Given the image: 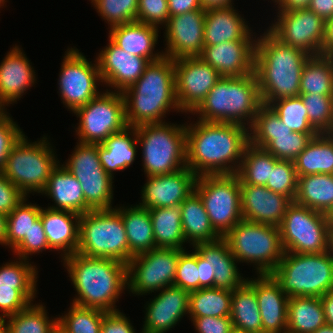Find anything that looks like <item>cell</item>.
<instances>
[{
	"instance_id": "cell-1",
	"label": "cell",
	"mask_w": 333,
	"mask_h": 333,
	"mask_svg": "<svg viewBox=\"0 0 333 333\" xmlns=\"http://www.w3.org/2000/svg\"><path fill=\"white\" fill-rule=\"evenodd\" d=\"M248 143L244 125L197 119L186 124L187 167L197 177L236 174Z\"/></svg>"
},
{
	"instance_id": "cell-2",
	"label": "cell",
	"mask_w": 333,
	"mask_h": 333,
	"mask_svg": "<svg viewBox=\"0 0 333 333\" xmlns=\"http://www.w3.org/2000/svg\"><path fill=\"white\" fill-rule=\"evenodd\" d=\"M311 55L283 44L268 30L255 43L254 73L262 104L300 94V80Z\"/></svg>"
},
{
	"instance_id": "cell-3",
	"label": "cell",
	"mask_w": 333,
	"mask_h": 333,
	"mask_svg": "<svg viewBox=\"0 0 333 333\" xmlns=\"http://www.w3.org/2000/svg\"><path fill=\"white\" fill-rule=\"evenodd\" d=\"M63 261L77 292L73 304L106 312L119 311L115 303L127 288V264L77 252Z\"/></svg>"
},
{
	"instance_id": "cell-4",
	"label": "cell",
	"mask_w": 333,
	"mask_h": 333,
	"mask_svg": "<svg viewBox=\"0 0 333 333\" xmlns=\"http://www.w3.org/2000/svg\"><path fill=\"white\" fill-rule=\"evenodd\" d=\"M128 126L162 123L169 110L181 112L175 92L174 59L150 62L142 76L122 92Z\"/></svg>"
},
{
	"instance_id": "cell-5",
	"label": "cell",
	"mask_w": 333,
	"mask_h": 333,
	"mask_svg": "<svg viewBox=\"0 0 333 333\" xmlns=\"http://www.w3.org/2000/svg\"><path fill=\"white\" fill-rule=\"evenodd\" d=\"M262 105L253 72L246 76L221 77L193 113L199 114L198 119L204 122L237 123L249 129Z\"/></svg>"
},
{
	"instance_id": "cell-6",
	"label": "cell",
	"mask_w": 333,
	"mask_h": 333,
	"mask_svg": "<svg viewBox=\"0 0 333 333\" xmlns=\"http://www.w3.org/2000/svg\"><path fill=\"white\" fill-rule=\"evenodd\" d=\"M289 297H322L333 290V251L304 254L285 252L270 273Z\"/></svg>"
},
{
	"instance_id": "cell-7",
	"label": "cell",
	"mask_w": 333,
	"mask_h": 333,
	"mask_svg": "<svg viewBox=\"0 0 333 333\" xmlns=\"http://www.w3.org/2000/svg\"><path fill=\"white\" fill-rule=\"evenodd\" d=\"M148 176L165 175L187 167L186 124L148 123L135 127Z\"/></svg>"
},
{
	"instance_id": "cell-8",
	"label": "cell",
	"mask_w": 333,
	"mask_h": 333,
	"mask_svg": "<svg viewBox=\"0 0 333 333\" xmlns=\"http://www.w3.org/2000/svg\"><path fill=\"white\" fill-rule=\"evenodd\" d=\"M77 253L124 264L132 259L122 217L116 208L91 210L80 216Z\"/></svg>"
},
{
	"instance_id": "cell-9",
	"label": "cell",
	"mask_w": 333,
	"mask_h": 333,
	"mask_svg": "<svg viewBox=\"0 0 333 333\" xmlns=\"http://www.w3.org/2000/svg\"><path fill=\"white\" fill-rule=\"evenodd\" d=\"M25 134L12 147L2 172L26 197L44 191L59 160L47 137L29 142ZM30 192V193H29Z\"/></svg>"
},
{
	"instance_id": "cell-10",
	"label": "cell",
	"mask_w": 333,
	"mask_h": 333,
	"mask_svg": "<svg viewBox=\"0 0 333 333\" xmlns=\"http://www.w3.org/2000/svg\"><path fill=\"white\" fill-rule=\"evenodd\" d=\"M223 239L236 260L256 265L257 274H270L285 253L279 227L241 220Z\"/></svg>"
},
{
	"instance_id": "cell-11",
	"label": "cell",
	"mask_w": 333,
	"mask_h": 333,
	"mask_svg": "<svg viewBox=\"0 0 333 333\" xmlns=\"http://www.w3.org/2000/svg\"><path fill=\"white\" fill-rule=\"evenodd\" d=\"M285 252L314 254L331 249L328 214L292 202L279 225Z\"/></svg>"
},
{
	"instance_id": "cell-12",
	"label": "cell",
	"mask_w": 333,
	"mask_h": 333,
	"mask_svg": "<svg viewBox=\"0 0 333 333\" xmlns=\"http://www.w3.org/2000/svg\"><path fill=\"white\" fill-rule=\"evenodd\" d=\"M194 191L200 196L212 227L222 238L243 220L240 180L236 174L197 177Z\"/></svg>"
},
{
	"instance_id": "cell-13",
	"label": "cell",
	"mask_w": 333,
	"mask_h": 333,
	"mask_svg": "<svg viewBox=\"0 0 333 333\" xmlns=\"http://www.w3.org/2000/svg\"><path fill=\"white\" fill-rule=\"evenodd\" d=\"M106 90L74 112L79 118V142L102 144L110 135L128 127L122 93Z\"/></svg>"
},
{
	"instance_id": "cell-14",
	"label": "cell",
	"mask_w": 333,
	"mask_h": 333,
	"mask_svg": "<svg viewBox=\"0 0 333 333\" xmlns=\"http://www.w3.org/2000/svg\"><path fill=\"white\" fill-rule=\"evenodd\" d=\"M70 159L62 164L81 183L86 213L91 210L113 209V178L102 167L98 144L77 142Z\"/></svg>"
},
{
	"instance_id": "cell-15",
	"label": "cell",
	"mask_w": 333,
	"mask_h": 333,
	"mask_svg": "<svg viewBox=\"0 0 333 333\" xmlns=\"http://www.w3.org/2000/svg\"><path fill=\"white\" fill-rule=\"evenodd\" d=\"M317 134L293 132L267 105H262L249 128V142L278 160L294 161Z\"/></svg>"
},
{
	"instance_id": "cell-16",
	"label": "cell",
	"mask_w": 333,
	"mask_h": 333,
	"mask_svg": "<svg viewBox=\"0 0 333 333\" xmlns=\"http://www.w3.org/2000/svg\"><path fill=\"white\" fill-rule=\"evenodd\" d=\"M177 248H156L133 256L127 263V289L147 295L173 286L179 255Z\"/></svg>"
},
{
	"instance_id": "cell-17",
	"label": "cell",
	"mask_w": 333,
	"mask_h": 333,
	"mask_svg": "<svg viewBox=\"0 0 333 333\" xmlns=\"http://www.w3.org/2000/svg\"><path fill=\"white\" fill-rule=\"evenodd\" d=\"M59 73V94L72 113L100 94L97 84L102 82L98 62H89L76 48L65 51Z\"/></svg>"
},
{
	"instance_id": "cell-18",
	"label": "cell",
	"mask_w": 333,
	"mask_h": 333,
	"mask_svg": "<svg viewBox=\"0 0 333 333\" xmlns=\"http://www.w3.org/2000/svg\"><path fill=\"white\" fill-rule=\"evenodd\" d=\"M277 17L267 29L275 38L311 56L322 55L325 21L320 16L304 8L278 11Z\"/></svg>"
},
{
	"instance_id": "cell-19",
	"label": "cell",
	"mask_w": 333,
	"mask_h": 333,
	"mask_svg": "<svg viewBox=\"0 0 333 333\" xmlns=\"http://www.w3.org/2000/svg\"><path fill=\"white\" fill-rule=\"evenodd\" d=\"M175 92L181 112L192 113L221 78L201 57L174 59Z\"/></svg>"
},
{
	"instance_id": "cell-20",
	"label": "cell",
	"mask_w": 333,
	"mask_h": 333,
	"mask_svg": "<svg viewBox=\"0 0 333 333\" xmlns=\"http://www.w3.org/2000/svg\"><path fill=\"white\" fill-rule=\"evenodd\" d=\"M206 9L169 17L165 25V57L180 59L200 56L204 47Z\"/></svg>"
},
{
	"instance_id": "cell-21",
	"label": "cell",
	"mask_w": 333,
	"mask_h": 333,
	"mask_svg": "<svg viewBox=\"0 0 333 333\" xmlns=\"http://www.w3.org/2000/svg\"><path fill=\"white\" fill-rule=\"evenodd\" d=\"M197 176L188 168L165 175L148 176L141 190V203L145 209L180 205L194 192Z\"/></svg>"
},
{
	"instance_id": "cell-22",
	"label": "cell",
	"mask_w": 333,
	"mask_h": 333,
	"mask_svg": "<svg viewBox=\"0 0 333 333\" xmlns=\"http://www.w3.org/2000/svg\"><path fill=\"white\" fill-rule=\"evenodd\" d=\"M108 43L96 58L100 76L102 83L115 92L122 93L142 76L150 62L144 57L124 51L110 38Z\"/></svg>"
},
{
	"instance_id": "cell-23",
	"label": "cell",
	"mask_w": 333,
	"mask_h": 333,
	"mask_svg": "<svg viewBox=\"0 0 333 333\" xmlns=\"http://www.w3.org/2000/svg\"><path fill=\"white\" fill-rule=\"evenodd\" d=\"M159 291L145 305L146 316L141 333H167L189 313V291L174 285Z\"/></svg>"
},
{
	"instance_id": "cell-24",
	"label": "cell",
	"mask_w": 333,
	"mask_h": 333,
	"mask_svg": "<svg viewBox=\"0 0 333 333\" xmlns=\"http://www.w3.org/2000/svg\"><path fill=\"white\" fill-rule=\"evenodd\" d=\"M243 220L279 227L292 201L266 186L240 184Z\"/></svg>"
},
{
	"instance_id": "cell-25",
	"label": "cell",
	"mask_w": 333,
	"mask_h": 333,
	"mask_svg": "<svg viewBox=\"0 0 333 333\" xmlns=\"http://www.w3.org/2000/svg\"><path fill=\"white\" fill-rule=\"evenodd\" d=\"M256 41H228L204 46L201 57L221 77L246 76L254 72Z\"/></svg>"
},
{
	"instance_id": "cell-26",
	"label": "cell",
	"mask_w": 333,
	"mask_h": 333,
	"mask_svg": "<svg viewBox=\"0 0 333 333\" xmlns=\"http://www.w3.org/2000/svg\"><path fill=\"white\" fill-rule=\"evenodd\" d=\"M257 276V279L247 278L246 282L256 292L263 333H281L287 329L289 297L271 274H257Z\"/></svg>"
},
{
	"instance_id": "cell-27",
	"label": "cell",
	"mask_w": 333,
	"mask_h": 333,
	"mask_svg": "<svg viewBox=\"0 0 333 333\" xmlns=\"http://www.w3.org/2000/svg\"><path fill=\"white\" fill-rule=\"evenodd\" d=\"M193 248L209 264L210 287L233 291L247 281L239 273L238 261L223 238L215 242L199 243Z\"/></svg>"
},
{
	"instance_id": "cell-28",
	"label": "cell",
	"mask_w": 333,
	"mask_h": 333,
	"mask_svg": "<svg viewBox=\"0 0 333 333\" xmlns=\"http://www.w3.org/2000/svg\"><path fill=\"white\" fill-rule=\"evenodd\" d=\"M236 11L233 5L206 9L204 46L228 41H256V36L252 34L247 21L245 22L246 19ZM252 36H255V39Z\"/></svg>"
},
{
	"instance_id": "cell-29",
	"label": "cell",
	"mask_w": 333,
	"mask_h": 333,
	"mask_svg": "<svg viewBox=\"0 0 333 333\" xmlns=\"http://www.w3.org/2000/svg\"><path fill=\"white\" fill-rule=\"evenodd\" d=\"M25 55L15 45L0 63V97L9 105L17 102L36 82L35 71Z\"/></svg>"
},
{
	"instance_id": "cell-30",
	"label": "cell",
	"mask_w": 333,
	"mask_h": 333,
	"mask_svg": "<svg viewBox=\"0 0 333 333\" xmlns=\"http://www.w3.org/2000/svg\"><path fill=\"white\" fill-rule=\"evenodd\" d=\"M80 214L41 207L40 218L49 247L63 252L61 258L77 252Z\"/></svg>"
},
{
	"instance_id": "cell-31",
	"label": "cell",
	"mask_w": 333,
	"mask_h": 333,
	"mask_svg": "<svg viewBox=\"0 0 333 333\" xmlns=\"http://www.w3.org/2000/svg\"><path fill=\"white\" fill-rule=\"evenodd\" d=\"M109 38L121 49L149 62L161 59L164 54L154 51L158 40V27L139 21L129 22L109 28ZM154 51V53H153Z\"/></svg>"
},
{
	"instance_id": "cell-32",
	"label": "cell",
	"mask_w": 333,
	"mask_h": 333,
	"mask_svg": "<svg viewBox=\"0 0 333 333\" xmlns=\"http://www.w3.org/2000/svg\"><path fill=\"white\" fill-rule=\"evenodd\" d=\"M42 193L53 199L55 205L48 207L50 209L69 211L80 215L86 213V201L81 183L59 163L53 169Z\"/></svg>"
},
{
	"instance_id": "cell-33",
	"label": "cell",
	"mask_w": 333,
	"mask_h": 333,
	"mask_svg": "<svg viewBox=\"0 0 333 333\" xmlns=\"http://www.w3.org/2000/svg\"><path fill=\"white\" fill-rule=\"evenodd\" d=\"M138 145L136 128L126 127L123 131L110 135L98 144V156L102 167L114 178V171H122L133 164Z\"/></svg>"
},
{
	"instance_id": "cell-34",
	"label": "cell",
	"mask_w": 333,
	"mask_h": 333,
	"mask_svg": "<svg viewBox=\"0 0 333 333\" xmlns=\"http://www.w3.org/2000/svg\"><path fill=\"white\" fill-rule=\"evenodd\" d=\"M180 209L186 243H191L193 247L199 243L215 242L222 238L212 227L203 202L195 191L180 204Z\"/></svg>"
},
{
	"instance_id": "cell-35",
	"label": "cell",
	"mask_w": 333,
	"mask_h": 333,
	"mask_svg": "<svg viewBox=\"0 0 333 333\" xmlns=\"http://www.w3.org/2000/svg\"><path fill=\"white\" fill-rule=\"evenodd\" d=\"M127 234L129 251L133 256L156 249L152 221L148 209L136 206L115 207Z\"/></svg>"
},
{
	"instance_id": "cell-36",
	"label": "cell",
	"mask_w": 333,
	"mask_h": 333,
	"mask_svg": "<svg viewBox=\"0 0 333 333\" xmlns=\"http://www.w3.org/2000/svg\"><path fill=\"white\" fill-rule=\"evenodd\" d=\"M297 177L333 174V137L319 133L294 160Z\"/></svg>"
},
{
	"instance_id": "cell-37",
	"label": "cell",
	"mask_w": 333,
	"mask_h": 333,
	"mask_svg": "<svg viewBox=\"0 0 333 333\" xmlns=\"http://www.w3.org/2000/svg\"><path fill=\"white\" fill-rule=\"evenodd\" d=\"M294 202L329 215L333 210V174L298 177Z\"/></svg>"
},
{
	"instance_id": "cell-38",
	"label": "cell",
	"mask_w": 333,
	"mask_h": 333,
	"mask_svg": "<svg viewBox=\"0 0 333 333\" xmlns=\"http://www.w3.org/2000/svg\"><path fill=\"white\" fill-rule=\"evenodd\" d=\"M152 221L156 248L185 250L186 240L182 229L180 205L148 209Z\"/></svg>"
},
{
	"instance_id": "cell-39",
	"label": "cell",
	"mask_w": 333,
	"mask_h": 333,
	"mask_svg": "<svg viewBox=\"0 0 333 333\" xmlns=\"http://www.w3.org/2000/svg\"><path fill=\"white\" fill-rule=\"evenodd\" d=\"M320 297H293L288 299L287 330L295 333H313L325 325Z\"/></svg>"
},
{
	"instance_id": "cell-40",
	"label": "cell",
	"mask_w": 333,
	"mask_h": 333,
	"mask_svg": "<svg viewBox=\"0 0 333 333\" xmlns=\"http://www.w3.org/2000/svg\"><path fill=\"white\" fill-rule=\"evenodd\" d=\"M230 318L236 331L263 332L256 292L247 282L232 291Z\"/></svg>"
},
{
	"instance_id": "cell-41",
	"label": "cell",
	"mask_w": 333,
	"mask_h": 333,
	"mask_svg": "<svg viewBox=\"0 0 333 333\" xmlns=\"http://www.w3.org/2000/svg\"><path fill=\"white\" fill-rule=\"evenodd\" d=\"M278 161L270 152L249 142L236 172L240 184L265 186L270 178L271 170Z\"/></svg>"
},
{
	"instance_id": "cell-42",
	"label": "cell",
	"mask_w": 333,
	"mask_h": 333,
	"mask_svg": "<svg viewBox=\"0 0 333 333\" xmlns=\"http://www.w3.org/2000/svg\"><path fill=\"white\" fill-rule=\"evenodd\" d=\"M300 94H333V56H310L300 80Z\"/></svg>"
},
{
	"instance_id": "cell-43",
	"label": "cell",
	"mask_w": 333,
	"mask_h": 333,
	"mask_svg": "<svg viewBox=\"0 0 333 333\" xmlns=\"http://www.w3.org/2000/svg\"><path fill=\"white\" fill-rule=\"evenodd\" d=\"M232 291L215 287L190 292L188 317L231 315Z\"/></svg>"
},
{
	"instance_id": "cell-44",
	"label": "cell",
	"mask_w": 333,
	"mask_h": 333,
	"mask_svg": "<svg viewBox=\"0 0 333 333\" xmlns=\"http://www.w3.org/2000/svg\"><path fill=\"white\" fill-rule=\"evenodd\" d=\"M43 304L31 303L25 309L7 317L10 333H52L57 318L49 319Z\"/></svg>"
},
{
	"instance_id": "cell-45",
	"label": "cell",
	"mask_w": 333,
	"mask_h": 333,
	"mask_svg": "<svg viewBox=\"0 0 333 333\" xmlns=\"http://www.w3.org/2000/svg\"><path fill=\"white\" fill-rule=\"evenodd\" d=\"M71 304L69 312L57 317L61 329L66 333H101L103 318L108 312Z\"/></svg>"
},
{
	"instance_id": "cell-46",
	"label": "cell",
	"mask_w": 333,
	"mask_h": 333,
	"mask_svg": "<svg viewBox=\"0 0 333 333\" xmlns=\"http://www.w3.org/2000/svg\"><path fill=\"white\" fill-rule=\"evenodd\" d=\"M276 113L283 124L293 132L319 134L310 124L307 110L300 96L281 98L268 105Z\"/></svg>"
},
{
	"instance_id": "cell-47",
	"label": "cell",
	"mask_w": 333,
	"mask_h": 333,
	"mask_svg": "<svg viewBox=\"0 0 333 333\" xmlns=\"http://www.w3.org/2000/svg\"><path fill=\"white\" fill-rule=\"evenodd\" d=\"M25 197L16 208L7 215L6 246L13 249L29 233L33 223L40 217L41 207L26 203Z\"/></svg>"
},
{
	"instance_id": "cell-48",
	"label": "cell",
	"mask_w": 333,
	"mask_h": 333,
	"mask_svg": "<svg viewBox=\"0 0 333 333\" xmlns=\"http://www.w3.org/2000/svg\"><path fill=\"white\" fill-rule=\"evenodd\" d=\"M307 110L310 124L319 133L333 131L332 95L299 94Z\"/></svg>"
},
{
	"instance_id": "cell-49",
	"label": "cell",
	"mask_w": 333,
	"mask_h": 333,
	"mask_svg": "<svg viewBox=\"0 0 333 333\" xmlns=\"http://www.w3.org/2000/svg\"><path fill=\"white\" fill-rule=\"evenodd\" d=\"M19 260V261H17ZM0 267V287L13 289H36L38 271L29 261L18 258Z\"/></svg>"
},
{
	"instance_id": "cell-50",
	"label": "cell",
	"mask_w": 333,
	"mask_h": 333,
	"mask_svg": "<svg viewBox=\"0 0 333 333\" xmlns=\"http://www.w3.org/2000/svg\"><path fill=\"white\" fill-rule=\"evenodd\" d=\"M109 28L137 21L138 0H91Z\"/></svg>"
},
{
	"instance_id": "cell-51",
	"label": "cell",
	"mask_w": 333,
	"mask_h": 333,
	"mask_svg": "<svg viewBox=\"0 0 333 333\" xmlns=\"http://www.w3.org/2000/svg\"><path fill=\"white\" fill-rule=\"evenodd\" d=\"M298 177L294 161L279 160L271 170L266 187L275 193L287 196L294 202L297 194Z\"/></svg>"
},
{
	"instance_id": "cell-52",
	"label": "cell",
	"mask_w": 333,
	"mask_h": 333,
	"mask_svg": "<svg viewBox=\"0 0 333 333\" xmlns=\"http://www.w3.org/2000/svg\"><path fill=\"white\" fill-rule=\"evenodd\" d=\"M189 253L183 250L177 262L174 286L189 292L199 290V273L197 266V251Z\"/></svg>"
},
{
	"instance_id": "cell-53",
	"label": "cell",
	"mask_w": 333,
	"mask_h": 333,
	"mask_svg": "<svg viewBox=\"0 0 333 333\" xmlns=\"http://www.w3.org/2000/svg\"><path fill=\"white\" fill-rule=\"evenodd\" d=\"M36 289H13L12 287H0V319H5L11 315L28 307L36 297Z\"/></svg>"
},
{
	"instance_id": "cell-54",
	"label": "cell",
	"mask_w": 333,
	"mask_h": 333,
	"mask_svg": "<svg viewBox=\"0 0 333 333\" xmlns=\"http://www.w3.org/2000/svg\"><path fill=\"white\" fill-rule=\"evenodd\" d=\"M51 250L39 217L32 225L29 233L12 249L18 258L29 259V255L40 253L43 250Z\"/></svg>"
},
{
	"instance_id": "cell-55",
	"label": "cell",
	"mask_w": 333,
	"mask_h": 333,
	"mask_svg": "<svg viewBox=\"0 0 333 333\" xmlns=\"http://www.w3.org/2000/svg\"><path fill=\"white\" fill-rule=\"evenodd\" d=\"M168 19V0H138L137 21L160 28Z\"/></svg>"
},
{
	"instance_id": "cell-56",
	"label": "cell",
	"mask_w": 333,
	"mask_h": 333,
	"mask_svg": "<svg viewBox=\"0 0 333 333\" xmlns=\"http://www.w3.org/2000/svg\"><path fill=\"white\" fill-rule=\"evenodd\" d=\"M23 131L18 124L8 116L0 122V171L6 165L7 156L16 142L23 136Z\"/></svg>"
},
{
	"instance_id": "cell-57",
	"label": "cell",
	"mask_w": 333,
	"mask_h": 333,
	"mask_svg": "<svg viewBox=\"0 0 333 333\" xmlns=\"http://www.w3.org/2000/svg\"><path fill=\"white\" fill-rule=\"evenodd\" d=\"M197 333H233L235 331L230 316L191 317Z\"/></svg>"
},
{
	"instance_id": "cell-58",
	"label": "cell",
	"mask_w": 333,
	"mask_h": 333,
	"mask_svg": "<svg viewBox=\"0 0 333 333\" xmlns=\"http://www.w3.org/2000/svg\"><path fill=\"white\" fill-rule=\"evenodd\" d=\"M25 197L0 171V212L8 215Z\"/></svg>"
},
{
	"instance_id": "cell-59",
	"label": "cell",
	"mask_w": 333,
	"mask_h": 333,
	"mask_svg": "<svg viewBox=\"0 0 333 333\" xmlns=\"http://www.w3.org/2000/svg\"><path fill=\"white\" fill-rule=\"evenodd\" d=\"M101 333H136L126 314L108 312L102 322Z\"/></svg>"
},
{
	"instance_id": "cell-60",
	"label": "cell",
	"mask_w": 333,
	"mask_h": 333,
	"mask_svg": "<svg viewBox=\"0 0 333 333\" xmlns=\"http://www.w3.org/2000/svg\"><path fill=\"white\" fill-rule=\"evenodd\" d=\"M200 9V0H168L169 17Z\"/></svg>"
},
{
	"instance_id": "cell-61",
	"label": "cell",
	"mask_w": 333,
	"mask_h": 333,
	"mask_svg": "<svg viewBox=\"0 0 333 333\" xmlns=\"http://www.w3.org/2000/svg\"><path fill=\"white\" fill-rule=\"evenodd\" d=\"M308 9L326 21L333 17V0H311Z\"/></svg>"
},
{
	"instance_id": "cell-62",
	"label": "cell",
	"mask_w": 333,
	"mask_h": 333,
	"mask_svg": "<svg viewBox=\"0 0 333 333\" xmlns=\"http://www.w3.org/2000/svg\"><path fill=\"white\" fill-rule=\"evenodd\" d=\"M197 266L199 273V289L210 287L209 264L197 253Z\"/></svg>"
},
{
	"instance_id": "cell-63",
	"label": "cell",
	"mask_w": 333,
	"mask_h": 333,
	"mask_svg": "<svg viewBox=\"0 0 333 333\" xmlns=\"http://www.w3.org/2000/svg\"><path fill=\"white\" fill-rule=\"evenodd\" d=\"M322 55L333 56V17L325 21V38L322 44Z\"/></svg>"
},
{
	"instance_id": "cell-64",
	"label": "cell",
	"mask_w": 333,
	"mask_h": 333,
	"mask_svg": "<svg viewBox=\"0 0 333 333\" xmlns=\"http://www.w3.org/2000/svg\"><path fill=\"white\" fill-rule=\"evenodd\" d=\"M278 4V11H292L296 9L308 8L311 0H272Z\"/></svg>"
},
{
	"instance_id": "cell-65",
	"label": "cell",
	"mask_w": 333,
	"mask_h": 333,
	"mask_svg": "<svg viewBox=\"0 0 333 333\" xmlns=\"http://www.w3.org/2000/svg\"><path fill=\"white\" fill-rule=\"evenodd\" d=\"M321 298L326 324L333 326V290Z\"/></svg>"
},
{
	"instance_id": "cell-66",
	"label": "cell",
	"mask_w": 333,
	"mask_h": 333,
	"mask_svg": "<svg viewBox=\"0 0 333 333\" xmlns=\"http://www.w3.org/2000/svg\"><path fill=\"white\" fill-rule=\"evenodd\" d=\"M203 9L229 7L232 6L233 0H200Z\"/></svg>"
},
{
	"instance_id": "cell-67",
	"label": "cell",
	"mask_w": 333,
	"mask_h": 333,
	"mask_svg": "<svg viewBox=\"0 0 333 333\" xmlns=\"http://www.w3.org/2000/svg\"><path fill=\"white\" fill-rule=\"evenodd\" d=\"M7 215L0 212V244L6 247Z\"/></svg>"
},
{
	"instance_id": "cell-68",
	"label": "cell",
	"mask_w": 333,
	"mask_h": 333,
	"mask_svg": "<svg viewBox=\"0 0 333 333\" xmlns=\"http://www.w3.org/2000/svg\"><path fill=\"white\" fill-rule=\"evenodd\" d=\"M6 106H8V104L0 97V122L9 116V114L6 112Z\"/></svg>"
},
{
	"instance_id": "cell-69",
	"label": "cell",
	"mask_w": 333,
	"mask_h": 333,
	"mask_svg": "<svg viewBox=\"0 0 333 333\" xmlns=\"http://www.w3.org/2000/svg\"><path fill=\"white\" fill-rule=\"evenodd\" d=\"M313 333H333V326L325 324Z\"/></svg>"
},
{
	"instance_id": "cell-70",
	"label": "cell",
	"mask_w": 333,
	"mask_h": 333,
	"mask_svg": "<svg viewBox=\"0 0 333 333\" xmlns=\"http://www.w3.org/2000/svg\"><path fill=\"white\" fill-rule=\"evenodd\" d=\"M0 333H10L8 323L5 319H0Z\"/></svg>"
},
{
	"instance_id": "cell-71",
	"label": "cell",
	"mask_w": 333,
	"mask_h": 333,
	"mask_svg": "<svg viewBox=\"0 0 333 333\" xmlns=\"http://www.w3.org/2000/svg\"><path fill=\"white\" fill-rule=\"evenodd\" d=\"M52 333H66L63 329H61L58 325L53 329Z\"/></svg>"
},
{
	"instance_id": "cell-72",
	"label": "cell",
	"mask_w": 333,
	"mask_h": 333,
	"mask_svg": "<svg viewBox=\"0 0 333 333\" xmlns=\"http://www.w3.org/2000/svg\"><path fill=\"white\" fill-rule=\"evenodd\" d=\"M328 216H329L330 224H331V226H333V210L331 211V213Z\"/></svg>"
},
{
	"instance_id": "cell-73",
	"label": "cell",
	"mask_w": 333,
	"mask_h": 333,
	"mask_svg": "<svg viewBox=\"0 0 333 333\" xmlns=\"http://www.w3.org/2000/svg\"><path fill=\"white\" fill-rule=\"evenodd\" d=\"M331 250L333 251V226H331Z\"/></svg>"
},
{
	"instance_id": "cell-74",
	"label": "cell",
	"mask_w": 333,
	"mask_h": 333,
	"mask_svg": "<svg viewBox=\"0 0 333 333\" xmlns=\"http://www.w3.org/2000/svg\"><path fill=\"white\" fill-rule=\"evenodd\" d=\"M5 3H6L5 0H0V8H1V6H4Z\"/></svg>"
},
{
	"instance_id": "cell-75",
	"label": "cell",
	"mask_w": 333,
	"mask_h": 333,
	"mask_svg": "<svg viewBox=\"0 0 333 333\" xmlns=\"http://www.w3.org/2000/svg\"><path fill=\"white\" fill-rule=\"evenodd\" d=\"M233 333H252V332H242V331H234ZM259 333H263V332H259Z\"/></svg>"
},
{
	"instance_id": "cell-76",
	"label": "cell",
	"mask_w": 333,
	"mask_h": 333,
	"mask_svg": "<svg viewBox=\"0 0 333 333\" xmlns=\"http://www.w3.org/2000/svg\"><path fill=\"white\" fill-rule=\"evenodd\" d=\"M282 333H295V332H292V331H289V330H284Z\"/></svg>"
}]
</instances>
